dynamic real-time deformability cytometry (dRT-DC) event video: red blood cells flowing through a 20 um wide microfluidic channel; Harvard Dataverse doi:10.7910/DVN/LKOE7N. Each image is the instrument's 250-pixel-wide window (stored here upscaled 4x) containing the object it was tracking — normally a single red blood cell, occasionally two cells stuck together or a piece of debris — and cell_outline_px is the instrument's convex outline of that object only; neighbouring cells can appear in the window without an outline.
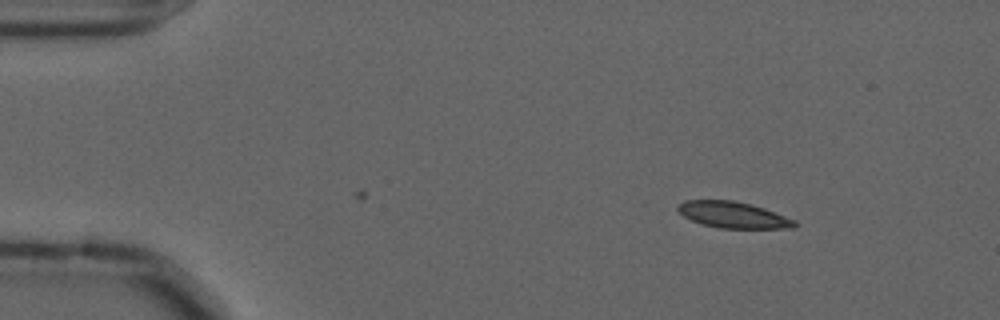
{"species": "common noctule bat (a hibernating species)", "species_latin": "Nyctalus noctula", "temperature_condition": "cold", "stored_images_in_passage": 43, "camera_frame_rate_fps": 3000, "um_per_image_px": 0.085, "animal": {"sex": "male", "forearm_length_mm": 52.5}, "frame": {"image": 1, "passage_image": 1, "time_ms": 0.0, "image_size_px": [1000, 320], "cell_outline_px": [[800, 224], [792, 228], [720, 228], [704, 224], [692, 220], [684, 216], [676, 208], [684, 200], [732, 200], [752, 204], [764, 208], [796, 220]], "centroid_in_image_um": [62.36, 18.26], "position_along_channel_um": 22.6, "area_um2": 17.8}}
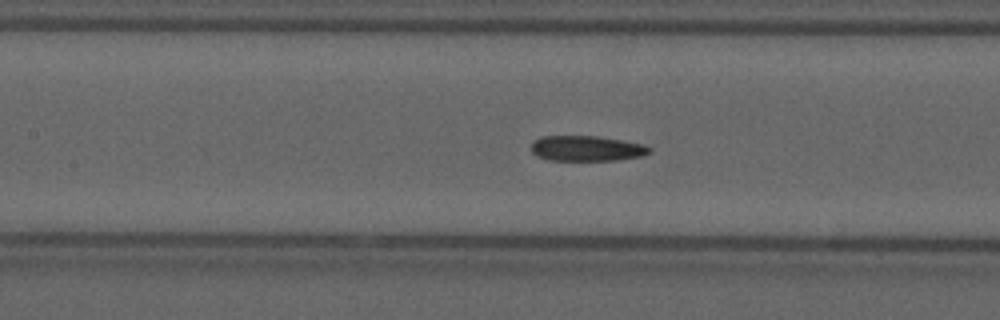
{"frame": {"image": 2, "passage_image": 19, "time_ms": 6.0, "image_size_px": [1000, 320], "cell_outline_px": [[652, 152], [640, 156], [616, 160], [548, 160], [536, 156], [532, 152], [532, 144], [540, 136], [596, 136], [644, 144], [652, 148]], "centroid_in_image_um": [49.87, 12.62], "position_along_channel_um": 157.5, "area_um2": 17.4}}
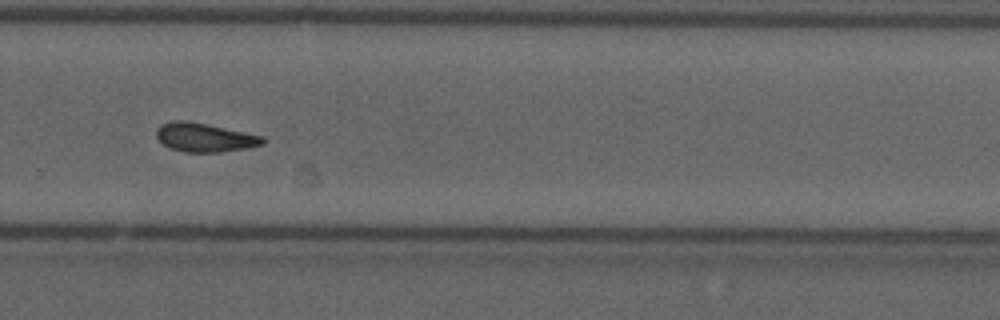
{"frame": {"image": 3, "passage_image": 32, "time_ms": 10.333, "image_size_px": [1000, 320], "cell_outline_px": [[268, 140], [264, 144], [244, 148], [220, 152], [184, 152], [168, 148], [156, 136], [156, 128], [160, 124], [172, 120], [184, 120], [208, 124], [264, 136]], "centroid_in_image_um": [17.39, 11.67], "position_along_channel_um": 312.4, "area_um2": 18.03}}